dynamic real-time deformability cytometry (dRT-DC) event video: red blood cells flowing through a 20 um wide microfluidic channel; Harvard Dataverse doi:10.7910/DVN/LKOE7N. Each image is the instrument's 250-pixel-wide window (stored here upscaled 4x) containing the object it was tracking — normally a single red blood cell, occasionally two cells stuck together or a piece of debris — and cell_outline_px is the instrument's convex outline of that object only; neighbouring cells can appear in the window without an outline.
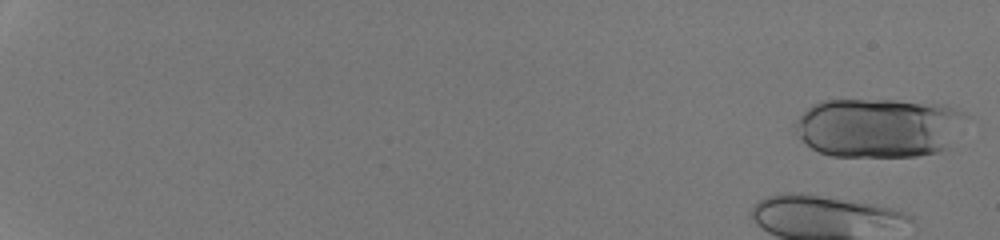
{"species": "human", "species_latin": "Homo sapiens", "temperature_condition": "room temperature", "stored_images_in_passage": 8, "camera_frame_rate_fps": 3000, "um_per_image_px": 0.085, "donor": {"sex": "male"}, "frame": {"image": 1, "passage_image": 1, "time_ms": 0.0, "image_size_px": [1000, 240], "cell_outline_px": [[964, 116], [944, 148], [940, 152], [916, 156], [832, 156], [820, 152], [812, 148], [792, 128], [796, 120], [812, 104], [824, 100], [896, 100], [944, 104], [960, 112]], "centroid_in_image_um": [74.58, 10.84], "position_along_channel_um": 10.4, "area_um2": 58.2}}